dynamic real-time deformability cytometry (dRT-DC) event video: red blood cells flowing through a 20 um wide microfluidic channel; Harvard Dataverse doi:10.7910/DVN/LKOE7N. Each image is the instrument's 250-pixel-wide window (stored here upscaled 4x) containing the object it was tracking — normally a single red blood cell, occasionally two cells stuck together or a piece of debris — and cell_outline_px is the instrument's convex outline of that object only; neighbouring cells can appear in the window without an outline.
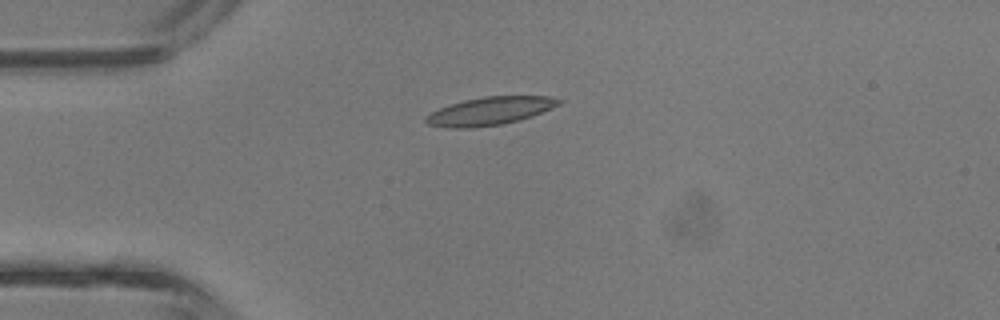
{"species": "common noctule bat (a hibernating species)", "species_latin": "Nyctalus noctula", "temperature_condition": "room temperature", "stored_images_in_passage": 4, "camera_frame_rate_fps": 3000, "um_per_image_px": 0.085, "animal": {"sex": "male", "body_mass_g": 13.3}, "frame": {"image": 1, "passage_image": 3, "time_ms": 0.667, "image_size_px": [1000, 320], "cell_outline_px": [[564, 100], [560, 104], [532, 116], [520, 120], [504, 124], [472, 128], [448, 128], [428, 124], [424, 120], [424, 116], [440, 108], [464, 100], [484, 96], [548, 96]], "centroid_in_image_um": [41.64, 9.44], "position_along_channel_um": 43.4, "area_um2": 21.73}}